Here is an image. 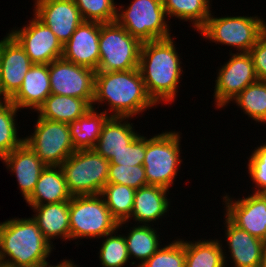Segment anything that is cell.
<instances>
[{"mask_svg":"<svg viewBox=\"0 0 266 267\" xmlns=\"http://www.w3.org/2000/svg\"><path fill=\"white\" fill-rule=\"evenodd\" d=\"M173 38L143 42L139 70L148 95L156 104L172 103L183 74Z\"/></svg>","mask_w":266,"mask_h":267,"instance_id":"6da1fadb","label":"cell"},{"mask_svg":"<svg viewBox=\"0 0 266 267\" xmlns=\"http://www.w3.org/2000/svg\"><path fill=\"white\" fill-rule=\"evenodd\" d=\"M107 103L110 117H134L157 105L148 95L139 68L127 71H96L95 104Z\"/></svg>","mask_w":266,"mask_h":267,"instance_id":"7a4b0ae2","label":"cell"},{"mask_svg":"<svg viewBox=\"0 0 266 267\" xmlns=\"http://www.w3.org/2000/svg\"><path fill=\"white\" fill-rule=\"evenodd\" d=\"M53 244L44 237L33 218H13L0 223L1 262L15 267H43ZM8 258V259H7Z\"/></svg>","mask_w":266,"mask_h":267,"instance_id":"3957f363","label":"cell"},{"mask_svg":"<svg viewBox=\"0 0 266 267\" xmlns=\"http://www.w3.org/2000/svg\"><path fill=\"white\" fill-rule=\"evenodd\" d=\"M180 134L166 131L151 138L145 137L143 167L147 185L160 186L169 190L179 171Z\"/></svg>","mask_w":266,"mask_h":267,"instance_id":"277c9868","label":"cell"},{"mask_svg":"<svg viewBox=\"0 0 266 267\" xmlns=\"http://www.w3.org/2000/svg\"><path fill=\"white\" fill-rule=\"evenodd\" d=\"M70 239L102 238L118 229L103 197L75 195L69 201Z\"/></svg>","mask_w":266,"mask_h":267,"instance_id":"5b68a950","label":"cell"},{"mask_svg":"<svg viewBox=\"0 0 266 267\" xmlns=\"http://www.w3.org/2000/svg\"><path fill=\"white\" fill-rule=\"evenodd\" d=\"M110 162L94 149L73 152L60 166L68 192L72 195H97L107 184Z\"/></svg>","mask_w":266,"mask_h":267,"instance_id":"8992f818","label":"cell"},{"mask_svg":"<svg viewBox=\"0 0 266 267\" xmlns=\"http://www.w3.org/2000/svg\"><path fill=\"white\" fill-rule=\"evenodd\" d=\"M123 7L117 8L116 22L142 43L171 37L162 0H133Z\"/></svg>","mask_w":266,"mask_h":267,"instance_id":"52a82bcc","label":"cell"},{"mask_svg":"<svg viewBox=\"0 0 266 267\" xmlns=\"http://www.w3.org/2000/svg\"><path fill=\"white\" fill-rule=\"evenodd\" d=\"M142 42L116 21L100 23L99 65L97 71H127L139 67Z\"/></svg>","mask_w":266,"mask_h":267,"instance_id":"ba28073f","label":"cell"},{"mask_svg":"<svg viewBox=\"0 0 266 267\" xmlns=\"http://www.w3.org/2000/svg\"><path fill=\"white\" fill-rule=\"evenodd\" d=\"M266 30V22L258 16L214 17L198 31L205 39L249 52L260 35Z\"/></svg>","mask_w":266,"mask_h":267,"instance_id":"9c48e42d","label":"cell"},{"mask_svg":"<svg viewBox=\"0 0 266 267\" xmlns=\"http://www.w3.org/2000/svg\"><path fill=\"white\" fill-rule=\"evenodd\" d=\"M32 135L24 142L36 153L46 166H60L73 152L68 123L55 122L37 117Z\"/></svg>","mask_w":266,"mask_h":267,"instance_id":"30bf717a","label":"cell"},{"mask_svg":"<svg viewBox=\"0 0 266 267\" xmlns=\"http://www.w3.org/2000/svg\"><path fill=\"white\" fill-rule=\"evenodd\" d=\"M95 75L93 69L58 58L49 64L51 94L85 99L92 106Z\"/></svg>","mask_w":266,"mask_h":267,"instance_id":"8fae6325","label":"cell"},{"mask_svg":"<svg viewBox=\"0 0 266 267\" xmlns=\"http://www.w3.org/2000/svg\"><path fill=\"white\" fill-rule=\"evenodd\" d=\"M231 58L221 66L215 80L216 107L227 106L248 85L258 80L249 52L231 53Z\"/></svg>","mask_w":266,"mask_h":267,"instance_id":"7c38bea8","label":"cell"},{"mask_svg":"<svg viewBox=\"0 0 266 267\" xmlns=\"http://www.w3.org/2000/svg\"><path fill=\"white\" fill-rule=\"evenodd\" d=\"M9 32L25 50L33 64H50L62 57V43L51 29L35 15L28 24L19 30L17 28Z\"/></svg>","mask_w":266,"mask_h":267,"instance_id":"4fadbf2b","label":"cell"},{"mask_svg":"<svg viewBox=\"0 0 266 267\" xmlns=\"http://www.w3.org/2000/svg\"><path fill=\"white\" fill-rule=\"evenodd\" d=\"M226 216L239 229L266 242V194L253 193L246 198L234 200L223 197Z\"/></svg>","mask_w":266,"mask_h":267,"instance_id":"5bb4252c","label":"cell"},{"mask_svg":"<svg viewBox=\"0 0 266 267\" xmlns=\"http://www.w3.org/2000/svg\"><path fill=\"white\" fill-rule=\"evenodd\" d=\"M34 15L64 45L84 21L74 0H35Z\"/></svg>","mask_w":266,"mask_h":267,"instance_id":"9a60e30c","label":"cell"},{"mask_svg":"<svg viewBox=\"0 0 266 267\" xmlns=\"http://www.w3.org/2000/svg\"><path fill=\"white\" fill-rule=\"evenodd\" d=\"M0 61L2 101L10 100L20 89L33 63L9 33L0 40Z\"/></svg>","mask_w":266,"mask_h":267,"instance_id":"2e32d148","label":"cell"},{"mask_svg":"<svg viewBox=\"0 0 266 267\" xmlns=\"http://www.w3.org/2000/svg\"><path fill=\"white\" fill-rule=\"evenodd\" d=\"M100 23L83 21L63 45L62 58L97 71L100 51Z\"/></svg>","mask_w":266,"mask_h":267,"instance_id":"e0dca14e","label":"cell"},{"mask_svg":"<svg viewBox=\"0 0 266 267\" xmlns=\"http://www.w3.org/2000/svg\"><path fill=\"white\" fill-rule=\"evenodd\" d=\"M224 222L233 267H258L266 254V242L239 229L226 216Z\"/></svg>","mask_w":266,"mask_h":267,"instance_id":"ac0fdd59","label":"cell"},{"mask_svg":"<svg viewBox=\"0 0 266 267\" xmlns=\"http://www.w3.org/2000/svg\"><path fill=\"white\" fill-rule=\"evenodd\" d=\"M1 160L9 171L15 173L20 191L26 200L32 194L46 165L25 142Z\"/></svg>","mask_w":266,"mask_h":267,"instance_id":"d6986e66","label":"cell"},{"mask_svg":"<svg viewBox=\"0 0 266 267\" xmlns=\"http://www.w3.org/2000/svg\"><path fill=\"white\" fill-rule=\"evenodd\" d=\"M167 192L168 189L153 185L137 189L131 215L126 221L119 222L118 229L132 218L139 222L137 224L150 225L151 222H156V220L164 216L170 208V199L167 198Z\"/></svg>","mask_w":266,"mask_h":267,"instance_id":"ffe728a7","label":"cell"},{"mask_svg":"<svg viewBox=\"0 0 266 267\" xmlns=\"http://www.w3.org/2000/svg\"><path fill=\"white\" fill-rule=\"evenodd\" d=\"M50 94L49 64H33L10 101L18 109L31 108L37 111Z\"/></svg>","mask_w":266,"mask_h":267,"instance_id":"44dd1931","label":"cell"},{"mask_svg":"<svg viewBox=\"0 0 266 267\" xmlns=\"http://www.w3.org/2000/svg\"><path fill=\"white\" fill-rule=\"evenodd\" d=\"M29 206L36 212L33 220L51 244V239L70 240L69 201Z\"/></svg>","mask_w":266,"mask_h":267,"instance_id":"7402d4cb","label":"cell"},{"mask_svg":"<svg viewBox=\"0 0 266 267\" xmlns=\"http://www.w3.org/2000/svg\"><path fill=\"white\" fill-rule=\"evenodd\" d=\"M126 119L129 120V117H109L102 127L93 149L108 161L139 135Z\"/></svg>","mask_w":266,"mask_h":267,"instance_id":"603a6c76","label":"cell"},{"mask_svg":"<svg viewBox=\"0 0 266 267\" xmlns=\"http://www.w3.org/2000/svg\"><path fill=\"white\" fill-rule=\"evenodd\" d=\"M71 197L61 166H46L25 201L28 205H44L70 201Z\"/></svg>","mask_w":266,"mask_h":267,"instance_id":"cb8c5ba5","label":"cell"},{"mask_svg":"<svg viewBox=\"0 0 266 267\" xmlns=\"http://www.w3.org/2000/svg\"><path fill=\"white\" fill-rule=\"evenodd\" d=\"M91 107L85 99L50 94L36 112L41 118L69 124L83 116Z\"/></svg>","mask_w":266,"mask_h":267,"instance_id":"d4e9b609","label":"cell"},{"mask_svg":"<svg viewBox=\"0 0 266 267\" xmlns=\"http://www.w3.org/2000/svg\"><path fill=\"white\" fill-rule=\"evenodd\" d=\"M92 108L77 120L69 123L72 143L76 150L93 149L99 139L102 127L110 117L106 110L98 113Z\"/></svg>","mask_w":266,"mask_h":267,"instance_id":"484cf974","label":"cell"},{"mask_svg":"<svg viewBox=\"0 0 266 267\" xmlns=\"http://www.w3.org/2000/svg\"><path fill=\"white\" fill-rule=\"evenodd\" d=\"M221 242L218 239L185 242L183 239L185 267H226V252Z\"/></svg>","mask_w":266,"mask_h":267,"instance_id":"4316f807","label":"cell"},{"mask_svg":"<svg viewBox=\"0 0 266 267\" xmlns=\"http://www.w3.org/2000/svg\"><path fill=\"white\" fill-rule=\"evenodd\" d=\"M125 237L129 258L139 259L137 266H141L147 261L162 245L159 241L160 235L151 227V225H135L129 229Z\"/></svg>","mask_w":266,"mask_h":267,"instance_id":"83f0119b","label":"cell"},{"mask_svg":"<svg viewBox=\"0 0 266 267\" xmlns=\"http://www.w3.org/2000/svg\"><path fill=\"white\" fill-rule=\"evenodd\" d=\"M168 17L192 22L199 31L211 15L210 0H162Z\"/></svg>","mask_w":266,"mask_h":267,"instance_id":"f1b7e54d","label":"cell"},{"mask_svg":"<svg viewBox=\"0 0 266 267\" xmlns=\"http://www.w3.org/2000/svg\"><path fill=\"white\" fill-rule=\"evenodd\" d=\"M232 102L256 123L266 124V81L257 80L251 83Z\"/></svg>","mask_w":266,"mask_h":267,"instance_id":"f546056e","label":"cell"},{"mask_svg":"<svg viewBox=\"0 0 266 267\" xmlns=\"http://www.w3.org/2000/svg\"><path fill=\"white\" fill-rule=\"evenodd\" d=\"M136 190L126 185L107 183L100 195L112 216L118 221H126L133 208Z\"/></svg>","mask_w":266,"mask_h":267,"instance_id":"4dcf8cb0","label":"cell"},{"mask_svg":"<svg viewBox=\"0 0 266 267\" xmlns=\"http://www.w3.org/2000/svg\"><path fill=\"white\" fill-rule=\"evenodd\" d=\"M17 111L10 100L0 101V159L24 143L17 135Z\"/></svg>","mask_w":266,"mask_h":267,"instance_id":"1f68e13d","label":"cell"},{"mask_svg":"<svg viewBox=\"0 0 266 267\" xmlns=\"http://www.w3.org/2000/svg\"><path fill=\"white\" fill-rule=\"evenodd\" d=\"M116 232L102 237L99 258L103 267H122L129 262V255L124 235L116 236ZM106 238V239H105Z\"/></svg>","mask_w":266,"mask_h":267,"instance_id":"d6a6232c","label":"cell"},{"mask_svg":"<svg viewBox=\"0 0 266 267\" xmlns=\"http://www.w3.org/2000/svg\"><path fill=\"white\" fill-rule=\"evenodd\" d=\"M84 21L111 23L116 21L114 0H74Z\"/></svg>","mask_w":266,"mask_h":267,"instance_id":"836d02e7","label":"cell"},{"mask_svg":"<svg viewBox=\"0 0 266 267\" xmlns=\"http://www.w3.org/2000/svg\"><path fill=\"white\" fill-rule=\"evenodd\" d=\"M165 247H160L139 267H185V246L177 239Z\"/></svg>","mask_w":266,"mask_h":267,"instance_id":"e575fe53","label":"cell"},{"mask_svg":"<svg viewBox=\"0 0 266 267\" xmlns=\"http://www.w3.org/2000/svg\"><path fill=\"white\" fill-rule=\"evenodd\" d=\"M107 183L126 185L137 190L147 186L145 169L143 165L123 166L109 164Z\"/></svg>","mask_w":266,"mask_h":267,"instance_id":"d590c367","label":"cell"},{"mask_svg":"<svg viewBox=\"0 0 266 267\" xmlns=\"http://www.w3.org/2000/svg\"><path fill=\"white\" fill-rule=\"evenodd\" d=\"M248 174L251 181L256 184V190L253 193L266 194V143L253 151L248 160Z\"/></svg>","mask_w":266,"mask_h":267,"instance_id":"8d00e7d4","label":"cell"},{"mask_svg":"<svg viewBox=\"0 0 266 267\" xmlns=\"http://www.w3.org/2000/svg\"><path fill=\"white\" fill-rule=\"evenodd\" d=\"M145 157V137L138 135L125 149L110 159V164L123 166L143 165Z\"/></svg>","mask_w":266,"mask_h":267,"instance_id":"74e56055","label":"cell"},{"mask_svg":"<svg viewBox=\"0 0 266 267\" xmlns=\"http://www.w3.org/2000/svg\"><path fill=\"white\" fill-rule=\"evenodd\" d=\"M258 80L266 81V30L249 51Z\"/></svg>","mask_w":266,"mask_h":267,"instance_id":"f35d334b","label":"cell"},{"mask_svg":"<svg viewBox=\"0 0 266 267\" xmlns=\"http://www.w3.org/2000/svg\"><path fill=\"white\" fill-rule=\"evenodd\" d=\"M43 267H78V266H76V264L74 265V263L71 260L63 259V261H61V263L57 264L56 266L47 264Z\"/></svg>","mask_w":266,"mask_h":267,"instance_id":"ab89813d","label":"cell"},{"mask_svg":"<svg viewBox=\"0 0 266 267\" xmlns=\"http://www.w3.org/2000/svg\"><path fill=\"white\" fill-rule=\"evenodd\" d=\"M0 101H2V86H1V61H0Z\"/></svg>","mask_w":266,"mask_h":267,"instance_id":"60d3db41","label":"cell"},{"mask_svg":"<svg viewBox=\"0 0 266 267\" xmlns=\"http://www.w3.org/2000/svg\"><path fill=\"white\" fill-rule=\"evenodd\" d=\"M258 267H266V254H265L262 262L258 265Z\"/></svg>","mask_w":266,"mask_h":267,"instance_id":"b9f144b4","label":"cell"},{"mask_svg":"<svg viewBox=\"0 0 266 267\" xmlns=\"http://www.w3.org/2000/svg\"><path fill=\"white\" fill-rule=\"evenodd\" d=\"M0 267H15V266L1 262Z\"/></svg>","mask_w":266,"mask_h":267,"instance_id":"7bdbcfd3","label":"cell"}]
</instances>
